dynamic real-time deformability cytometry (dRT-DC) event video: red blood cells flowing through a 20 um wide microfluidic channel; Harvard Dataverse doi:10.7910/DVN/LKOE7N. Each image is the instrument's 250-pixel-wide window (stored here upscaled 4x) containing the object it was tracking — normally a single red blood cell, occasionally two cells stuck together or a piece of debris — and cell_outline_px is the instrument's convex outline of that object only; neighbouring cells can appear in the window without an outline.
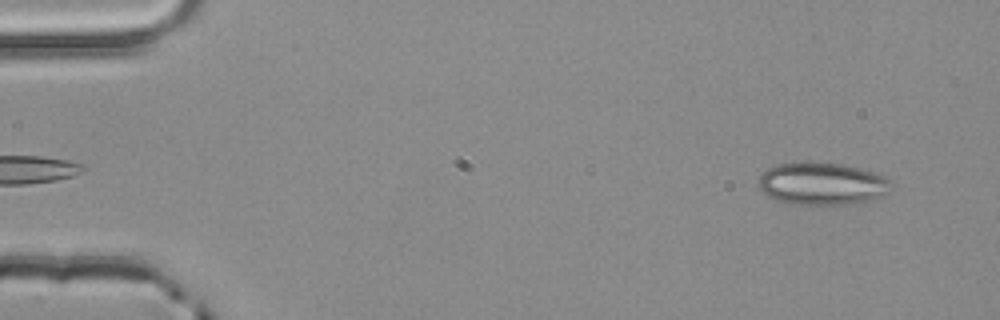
{"species": "common noctule bat (a hibernating species)", "species_latin": "Nyctalus noctula", "temperature_condition": "room temperature", "stored_images_in_passage": 4, "camera_frame_rate_fps": 3000, "um_per_image_px": 0.085, "animal": {"sex": "male", "body_mass_g": 20.4}, "frame": {"image": 1, "passage_image": 4, "time_ms": 1.0, "image_size_px": [1000, 320], "cell_outline_px": [[892, 184], [888, 192], [872, 200], [844, 204], [788, 204], [776, 200], [760, 192], [756, 184], [760, 176], [768, 168], [776, 164], [812, 160], [840, 164], [872, 172], [884, 176], [892, 180]], "centroid_in_image_um": [69.81, 15.6], "position_along_channel_um": 15.2, "area_um2": 33.23}}